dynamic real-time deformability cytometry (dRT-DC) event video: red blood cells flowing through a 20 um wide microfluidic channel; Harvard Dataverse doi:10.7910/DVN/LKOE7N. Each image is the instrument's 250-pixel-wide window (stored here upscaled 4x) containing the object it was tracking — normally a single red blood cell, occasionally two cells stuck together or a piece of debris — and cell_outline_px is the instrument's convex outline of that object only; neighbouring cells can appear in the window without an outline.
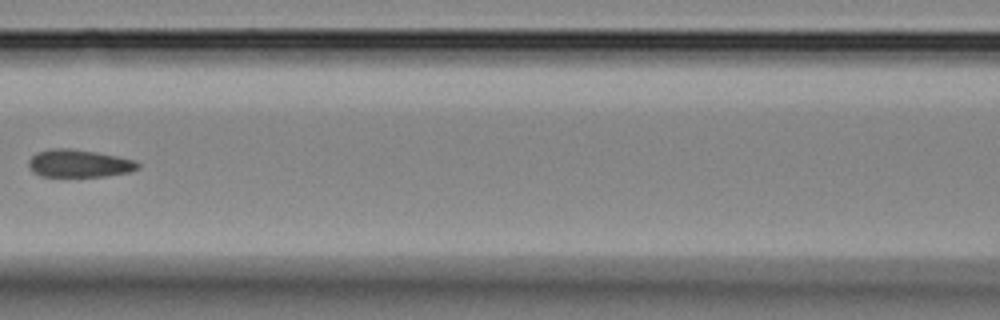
{"species": "Egyptian fruit bat (a non-hibernating species)", "species_latin": "Rousettus aegyptiacus", "temperature_condition": "room temperature", "stored_images_in_passage": 9, "segment_of_instrument_passage": [2, 2], "camera_frame_rate_fps": 3000, "um_per_image_px": 0.085, "animal": {"sex": "female"}, "frame": {"image": 1, "passage_image": 7, "time_ms": 7.0, "image_size_px": [1000, 320], "cell_outline_px": [[140, 168], [128, 172], [104, 176], [40, 176], [32, 172], [28, 168], [28, 160], [36, 152], [48, 148], [72, 148], [96, 152], [136, 160], [140, 164]], "centroid_in_image_um": [6.68, 13.88], "position_along_channel_um": 159.9, "area_um2": 17.8}}
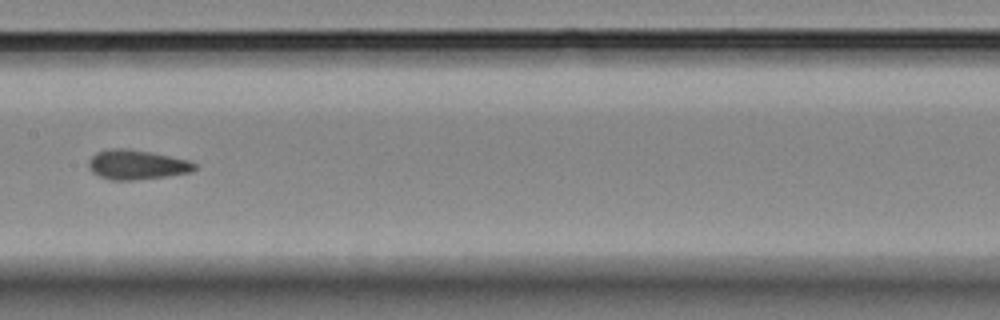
{"frame": {"image": 2, "passage_image": 8, "time_ms": 8.0, "image_size_px": [1000, 320], "cell_outline_px": [[196, 168], [192, 172], [164, 176], [132, 180], [112, 180], [100, 176], [92, 172], [88, 168], [88, 160], [96, 152], [112, 148], [128, 148], [188, 160], [196, 164]], "centroid_in_image_um": [11.58, 13.99], "position_along_channel_um": 195.8, "area_um2": 18.09}}
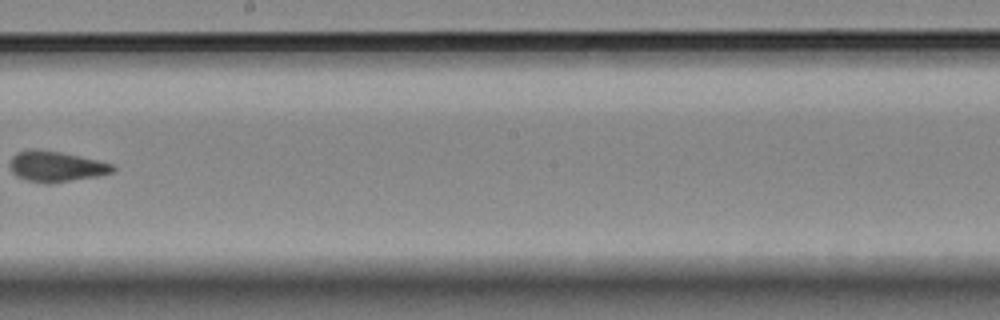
{"frame": {"image": 3, "passage_image": 9, "time_ms": 9.333, "image_size_px": [1000, 320], "cell_outline_px": [[116, 168], [112, 172], [100, 176], [52, 184], [44, 184], [28, 180], [16, 176], [12, 172], [12, 156], [16, 152], [28, 148], [36, 148], [60, 152], [96, 160], [112, 164]], "centroid_in_image_um": [4.76, 14.16], "position_along_channel_um": 243.4, "area_um2": 18.44}}